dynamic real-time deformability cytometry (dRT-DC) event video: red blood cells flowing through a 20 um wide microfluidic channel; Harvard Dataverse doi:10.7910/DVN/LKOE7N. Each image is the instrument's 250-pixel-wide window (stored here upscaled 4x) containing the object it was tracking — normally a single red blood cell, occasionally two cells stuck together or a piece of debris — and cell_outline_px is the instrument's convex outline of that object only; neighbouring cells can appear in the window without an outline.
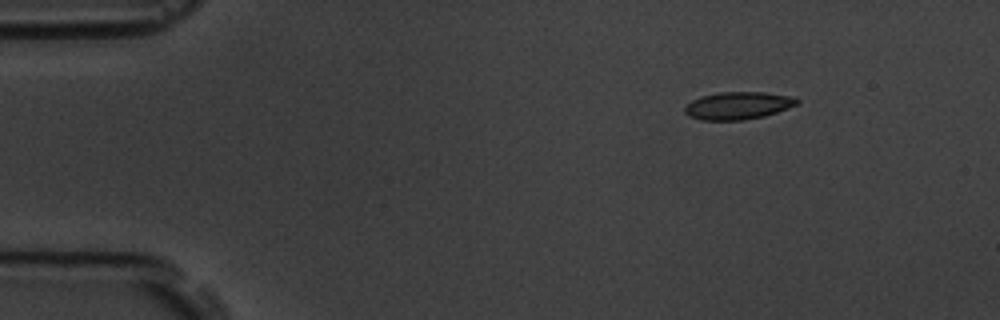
{"species": "common noctule bat (a hibernating species)", "species_latin": "Nyctalus noctula", "temperature_condition": "room temperature", "stored_images_in_passage": 5, "camera_frame_rate_fps": 3000, "um_per_image_px": 0.085, "animal": {"sex": "male", "body_mass_g": 19.5, "forearm_length_mm": 54.6}, "frame": {"image": 1, "passage_image": 1, "time_ms": 0.0, "image_size_px": [1000, 320], "cell_outline_px": [[800, 104], [764, 116], [744, 120], [700, 120], [688, 116], [684, 112], [684, 108], [692, 100], [700, 96], [720, 92], [764, 92], [796, 96], [800, 100]], "centroid_in_image_um": [62.77, 8.97], "position_along_channel_um": 22.2, "area_um2": 18.26}}
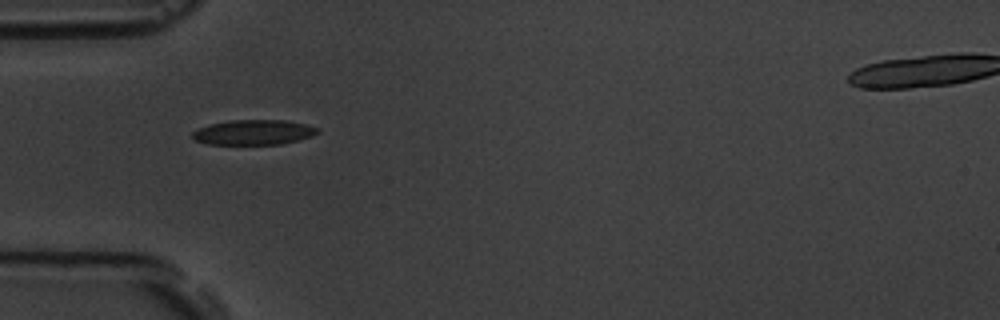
{"frame": {"image": 2, "passage_image": 4, "time_ms": 3.333, "image_size_px": [1000, 320], "cell_outline_px": [[320, 132], [312, 136], [300, 140], [280, 144], [208, 144], [196, 140], [192, 136], [192, 132], [200, 128], [212, 124], [232, 120], [284, 120], [308, 124], [320, 128]], "centroid_in_image_um": [21.64, 11.24], "position_along_channel_um": 63.4, "area_um2": 18.21}}
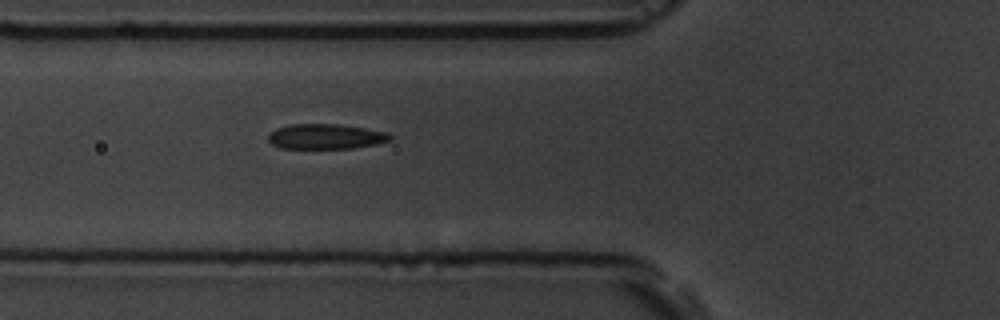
{"frame": {"image": 3, "passage_image": 5, "time_ms": 4.333, "image_size_px": [1000, 320], "cell_outline_px": [[392, 140], [376, 144], [352, 148], [280, 148], [272, 144], [268, 140], [268, 132], [276, 128], [288, 124], [336, 124], [364, 128], [388, 132], [392, 136]], "centroid_in_image_um": [27.66, 11.6], "position_along_channel_um": 98.1, "area_um2": 17.92}}